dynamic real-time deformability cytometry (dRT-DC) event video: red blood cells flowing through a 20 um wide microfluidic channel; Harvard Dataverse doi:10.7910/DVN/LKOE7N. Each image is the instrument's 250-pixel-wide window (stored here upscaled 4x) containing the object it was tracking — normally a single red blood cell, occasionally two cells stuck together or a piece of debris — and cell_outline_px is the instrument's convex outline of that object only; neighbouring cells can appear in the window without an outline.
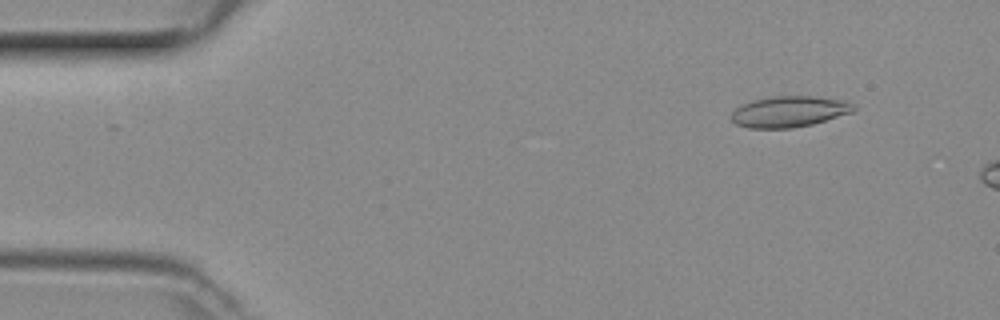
{"species": "common noctule bat (a hibernating species)", "species_latin": "Nyctalus noctula", "temperature_condition": "room temperature", "stored_images_in_passage": 8, "camera_frame_rate_fps": 3000, "um_per_image_px": 0.085, "animal": {"sex": "female", "body_mass_g": 29.2, "forearm_length_mm": 56.3}, "frame": {"image": 1, "passage_image": 4, "time_ms": 1.0, "image_size_px": [1000, 320], "cell_outline_px": [[856, 108], [852, 112], [812, 124], [792, 128], [748, 128], [736, 124], [732, 120], [732, 112], [740, 104], [752, 100], [776, 96], [812, 96], [840, 100], [856, 104]], "centroid_in_image_um": [67.06, 9.48], "position_along_channel_um": 17.9, "area_um2": 21.96}}